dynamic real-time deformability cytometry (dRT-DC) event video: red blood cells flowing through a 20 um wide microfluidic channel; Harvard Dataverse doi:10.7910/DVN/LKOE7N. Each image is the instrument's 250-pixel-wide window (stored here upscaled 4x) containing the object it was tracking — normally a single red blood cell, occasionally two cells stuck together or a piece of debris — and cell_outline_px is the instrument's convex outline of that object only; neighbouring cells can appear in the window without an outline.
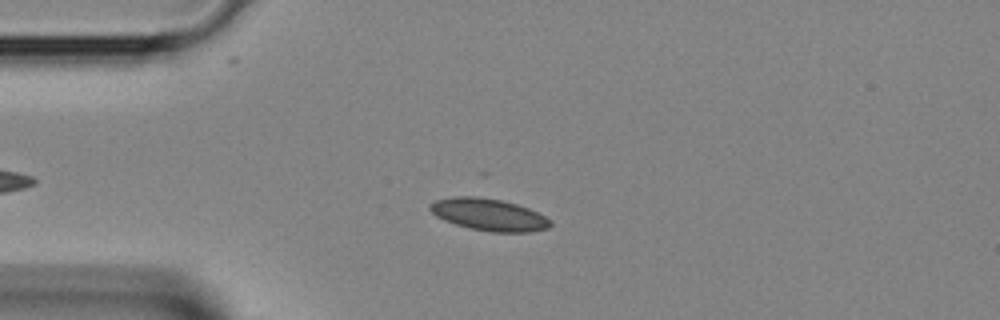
{"species": "Egyptian fruit bat (a non-hibernating species)", "species_latin": "Rousettus aegyptiacus", "temperature_condition": "room temperature", "stored_images_in_passage": 2, "camera_frame_rate_fps": 3000, "um_per_image_px": 0.085, "animal": {"sex": "female"}, "frame": {"image": 1, "passage_image": 2, "time_ms": 0.333, "image_size_px": [1000, 320], "cell_outline_px": [[552, 224], [548, 228], [528, 232], [492, 232], [468, 228], [444, 220], [436, 216], [428, 208], [436, 200], [456, 196], [476, 196], [500, 200], [516, 204], [528, 208], [552, 220]], "centroid_in_image_um": [41.56, 18.25], "position_along_channel_um": 43.4, "area_um2": 22.31}}